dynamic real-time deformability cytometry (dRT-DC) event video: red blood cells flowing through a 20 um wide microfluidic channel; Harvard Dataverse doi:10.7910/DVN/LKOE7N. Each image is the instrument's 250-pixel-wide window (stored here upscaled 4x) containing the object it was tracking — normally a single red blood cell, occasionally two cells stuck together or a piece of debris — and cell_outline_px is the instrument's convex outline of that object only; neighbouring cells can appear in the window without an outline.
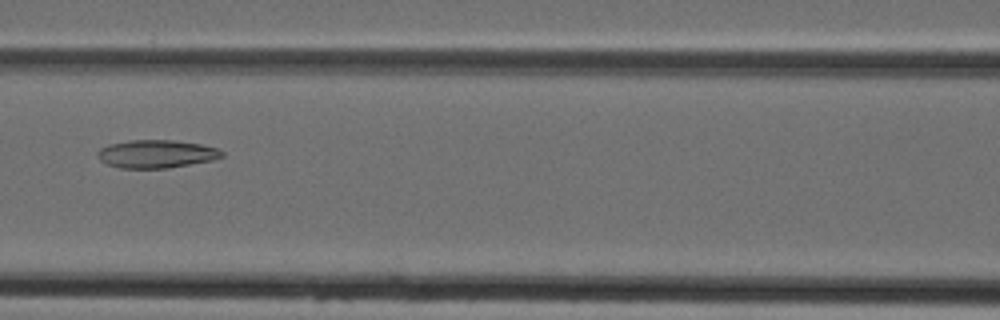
{"species": "Egyptian fruit bat (a non-hibernating species)", "species_latin": "Rousettus aegyptiacus", "temperature_condition": "cold", "stored_images_in_passage": 6, "camera_frame_rate_fps": 3000, "um_per_image_px": 0.085, "animal": {"sex": "female"}, "frame": {"image": 1, "passage_image": 6, "time_ms": 6.667, "image_size_px": [1000, 320], "cell_outline_px": [[224, 156], [212, 160], [168, 168], [120, 168], [108, 164], [100, 160], [96, 156], [96, 152], [100, 148], [108, 144], [128, 140], [172, 140], [200, 144], [216, 148], [224, 152]], "centroid_in_image_um": [13.25, 13.08], "position_along_channel_um": 153.3, "area_um2": 20.35}}